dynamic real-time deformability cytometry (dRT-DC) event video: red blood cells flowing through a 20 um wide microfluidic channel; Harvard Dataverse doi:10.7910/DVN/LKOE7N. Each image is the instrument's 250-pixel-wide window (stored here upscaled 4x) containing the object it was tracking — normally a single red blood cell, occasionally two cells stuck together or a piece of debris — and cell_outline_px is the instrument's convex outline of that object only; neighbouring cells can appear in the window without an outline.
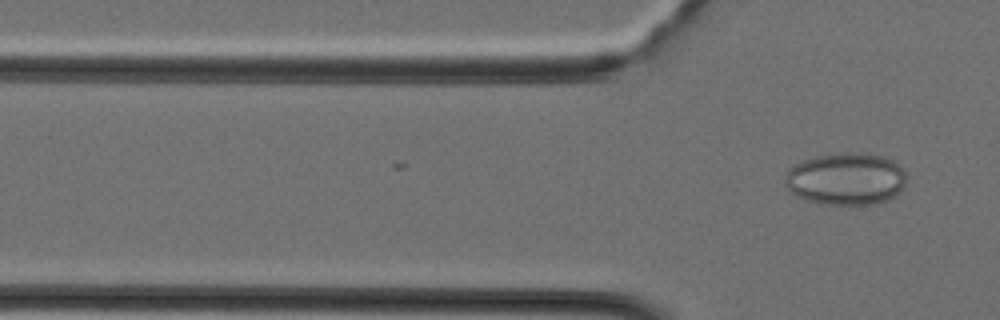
{"species": "Egyptian fruit bat (a non-hibernating species)", "species_latin": "Rousettus aegyptiacus", "temperature_condition": "cold", "stored_images_in_passage": 2, "camera_frame_rate_fps": 3000, "um_per_image_px": 0.085, "animal": {"sex": "female"}, "frame": {"image": 1, "passage_image": 2, "time_ms": 0.333, "image_size_px": [1000, 320], "cell_outline_px": [[904, 184], [896, 196], [884, 200], [868, 204], [824, 204], [808, 200], [796, 196], [784, 184], [784, 176], [788, 168], [804, 160], [816, 156], [840, 152], [868, 152], [884, 156], [900, 164], [904, 172]], "centroid_in_image_um": [71.89, 15.17], "position_along_channel_um": 53.9, "area_um2": 37.11}}